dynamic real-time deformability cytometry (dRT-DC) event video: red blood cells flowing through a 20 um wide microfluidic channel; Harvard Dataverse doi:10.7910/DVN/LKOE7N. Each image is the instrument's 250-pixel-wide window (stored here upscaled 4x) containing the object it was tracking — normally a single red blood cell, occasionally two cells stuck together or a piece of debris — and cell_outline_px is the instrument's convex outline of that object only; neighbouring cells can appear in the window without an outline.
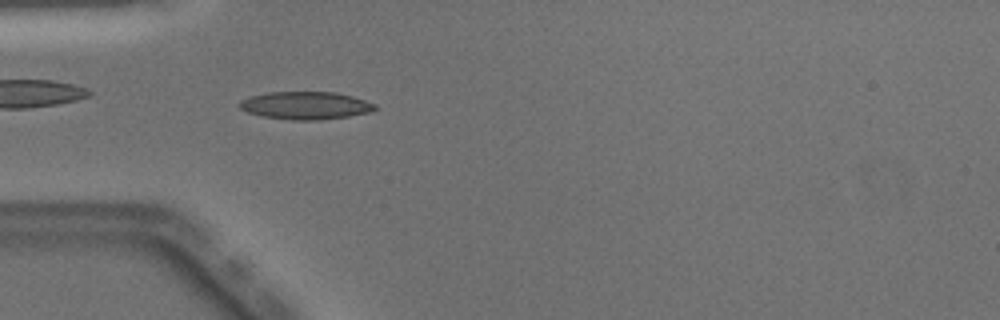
{"species": "Egyptian fruit bat (a non-hibernating species)", "species_latin": "Rousettus aegyptiacus", "temperature_condition": "warm", "stored_images_in_passage": 48, "camera_frame_rate_fps": 3000, "um_per_image_px": 0.085, "animal": {"sex": "male"}, "frame": {"image": 1, "passage_image": 14, "time_ms": 4.333, "image_size_px": [1000, 320], "cell_outline_px": [[376, 108], [372, 112], [348, 116], [316, 120], [292, 120], [264, 116], [248, 112], [240, 108], [240, 100], [248, 96], [268, 92], [336, 92], [352, 96], [376, 104]], "centroid_in_image_um": [25.98, 8.96], "position_along_channel_um": 59.0, "area_um2": 21.79}}
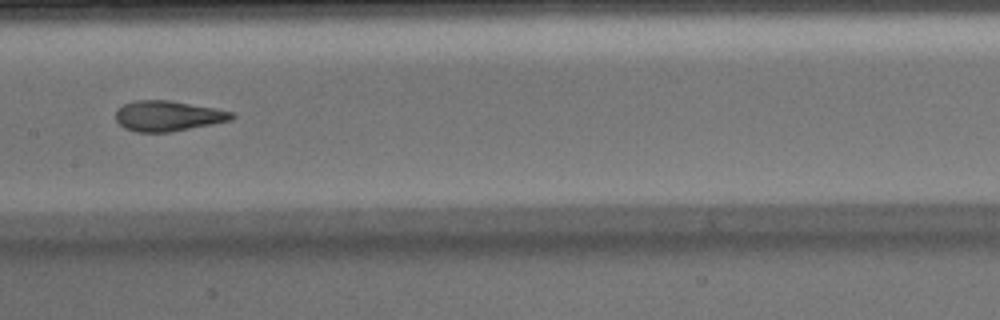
{"frame": {"image": 2, "passage_image": 24, "time_ms": 7.667, "image_size_px": [1000, 320], "cell_outline_px": [[236, 116], [232, 120], [212, 124], [168, 132], [136, 132], [124, 128], [116, 120], [116, 112], [124, 104], [132, 100], [168, 100], [236, 112]], "centroid_in_image_um": [14.29, 9.85], "position_along_channel_um": 193.1, "area_um2": 20.46}}
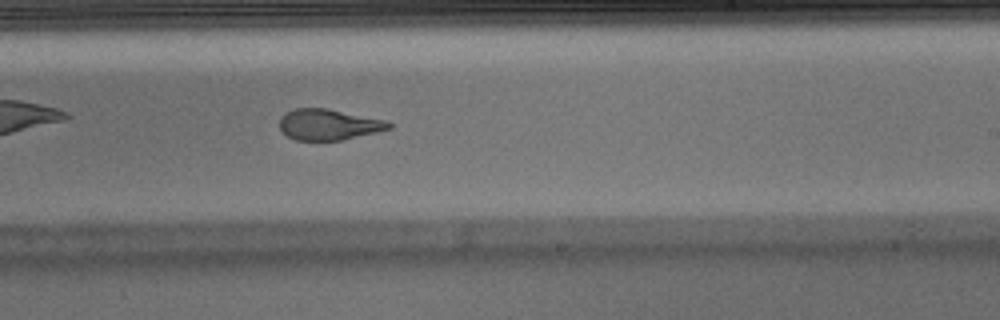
{"frame": {"image": 3, "passage_image": 29, "time_ms": 9.333, "image_size_px": [1000, 320], "cell_outline_px": [[392, 128], [376, 132], [340, 140], [296, 140], [288, 136], [280, 128], [280, 116], [284, 112], [296, 108], [328, 108], [388, 120], [392, 124]], "centroid_in_image_um": [27.94, 10.57], "position_along_channel_um": 261.1, "area_um2": 19.77}, "authors_computed_cell_mechanics": {"area_um2": 20.7791, "velocity_mm_per_s": 4.0942, "shape_relaxation_time_tau1_ms": 8.8133, "shape_relaxation_time_tau2_ms": 1.3508, "deformation_change_tau1": 0.266, "deformation_change_tau2": 0.0912}}